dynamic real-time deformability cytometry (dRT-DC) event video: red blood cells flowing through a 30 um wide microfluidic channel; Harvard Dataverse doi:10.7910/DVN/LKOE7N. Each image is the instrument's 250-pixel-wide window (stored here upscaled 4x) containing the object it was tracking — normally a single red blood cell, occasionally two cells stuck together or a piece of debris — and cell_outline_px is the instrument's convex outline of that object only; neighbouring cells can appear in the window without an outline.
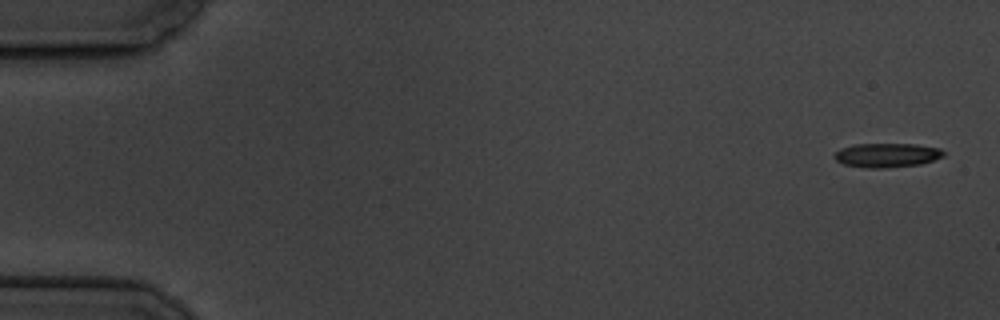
{"species": "common noctule bat (a hibernating species)", "species_latin": "Nyctalus noctula", "temperature_condition": "cold", "stored_images_in_passage": 15, "camera_frame_rate_fps": 3000, "um_per_image_px": 0.085, "animal": {"sex": "male", "body_mass_g": 19.5, "forearm_length_mm": 54.6}, "frame": {"image": 1, "passage_image": 1, "time_ms": 0.0, "image_size_px": [1000, 320], "cell_outline_px": [[944, 156], [920, 164], [888, 168], [864, 168], [844, 164], [836, 160], [832, 156], [840, 148], [856, 144], [916, 144], [940, 148], [944, 152]], "centroid_in_image_um": [75.36, 13.19], "position_along_channel_um": 9.6, "area_um2": 15.43}}
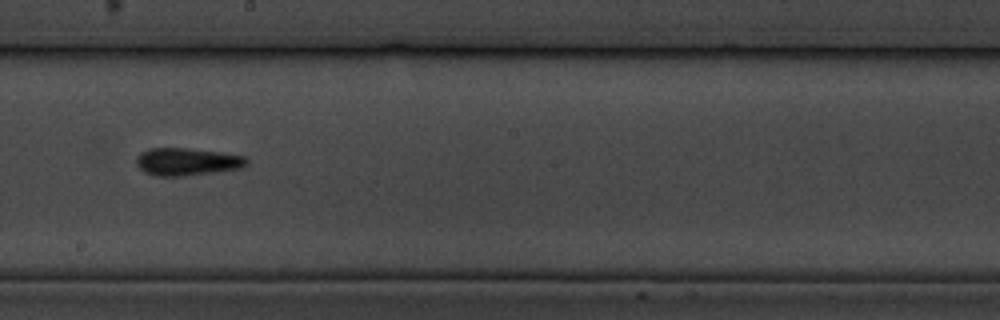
{"frame": {"image": 2, "passage_image": 9, "time_ms": 10.333, "image_size_px": [1000, 320], "cell_outline_px": [[248, 164], [240, 168], [216, 172], [184, 176], [156, 176], [144, 172], [136, 164], [136, 156], [140, 152], [148, 148], [188, 148], [220, 152], [244, 156], [248, 160]], "centroid_in_image_um": [15.87, 13.74], "position_along_channel_um": 232.3, "area_um2": 17.86}}
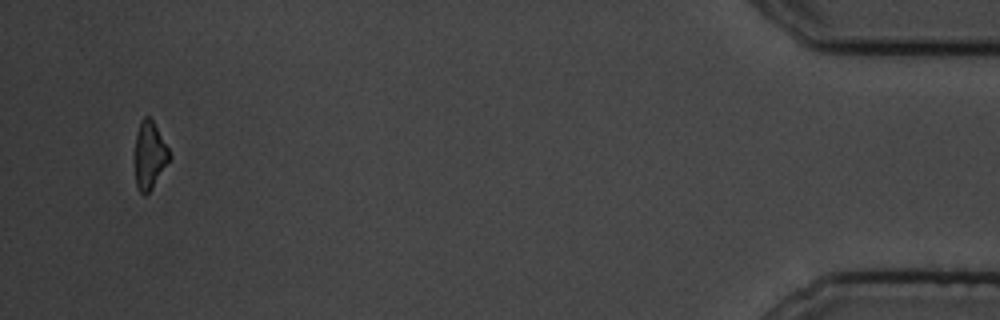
{"frame": {"image": 3, "passage_image": 15, "time_ms": 18.0, "image_size_px": [1000, 320], "cell_outline_px": [[172, 156], [152, 188], [144, 196], [140, 192], [136, 184], [136, 132], [140, 120], [144, 116], [152, 116]], "centroid_in_image_um": [12.73, 13.13], "position_along_channel_um": 422.5, "area_um2": 13.58}, "authors_computed_cell_mechanics": {"area_um2": 16.0684, "velocity_mm_per_s": 3.4813, "shape_relaxation_time_tau1_ms": 2.9758, "shape_relaxation_time_tau2_ms": null, "deformation_change_tau1": 0.0794, "deformation_change_tau2": null}}